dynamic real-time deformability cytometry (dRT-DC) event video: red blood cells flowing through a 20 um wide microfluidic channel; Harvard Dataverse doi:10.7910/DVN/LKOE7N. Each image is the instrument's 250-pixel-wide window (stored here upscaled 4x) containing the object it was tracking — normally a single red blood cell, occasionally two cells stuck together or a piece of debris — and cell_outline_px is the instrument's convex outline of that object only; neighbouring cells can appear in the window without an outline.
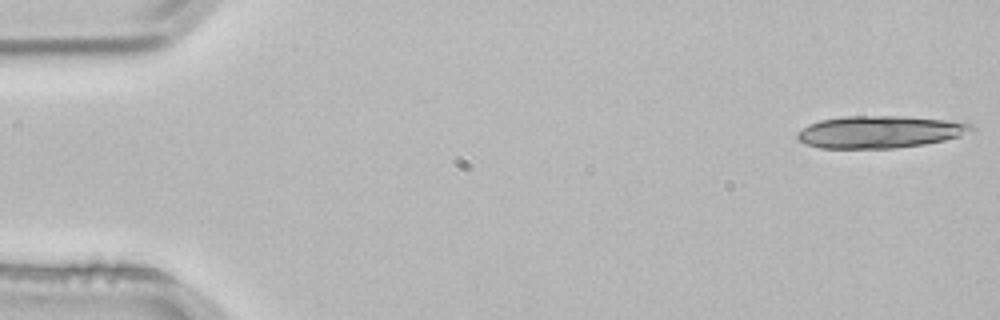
{"species": "common noctule bat (a hibernating species)", "species_latin": "Nyctalus noctula", "temperature_condition": "room temperature", "stored_images_in_passage": 3, "camera_frame_rate_fps": 3000, "um_per_image_px": 0.085, "animal": {"sex": "male", "body_mass_g": 21.5, "forearm_length_mm": 52.0}, "frame": {"image": 1, "passage_image": 1, "time_ms": 0.0, "image_size_px": [1000, 320], "cell_outline_px": [[976, 128], [960, 136], [944, 140], [924, 144], [896, 148], [820, 148], [804, 144], [796, 136], [796, 132], [808, 124], [820, 120], [844, 116], [904, 116], [968, 120]], "centroid_in_image_um": [74.86, 11.19], "position_along_channel_um": 10.1, "area_um2": 33.35}}